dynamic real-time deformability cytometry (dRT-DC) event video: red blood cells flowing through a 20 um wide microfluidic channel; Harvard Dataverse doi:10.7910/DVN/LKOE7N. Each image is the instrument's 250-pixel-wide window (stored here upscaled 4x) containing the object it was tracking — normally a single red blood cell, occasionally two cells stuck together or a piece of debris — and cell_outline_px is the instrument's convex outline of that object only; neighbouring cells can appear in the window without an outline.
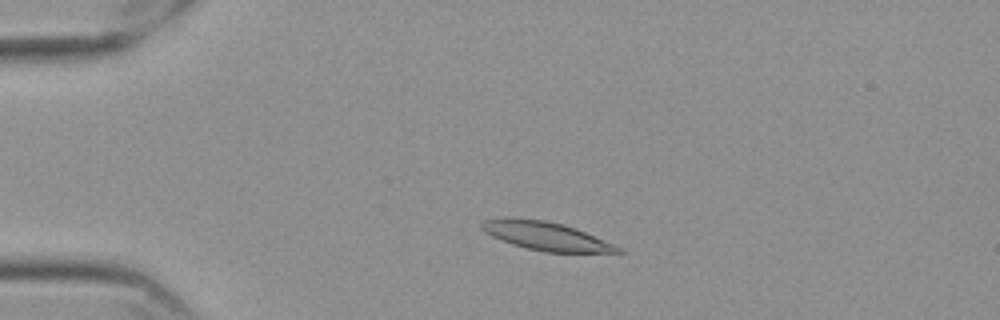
{"species": "Egyptian fruit bat (a non-hibernating species)", "species_latin": "Rousettus aegyptiacus", "temperature_condition": "cold", "stored_images_in_passage": 53, "camera_frame_rate_fps": 3000, "um_per_image_px": 0.085, "frame": {"image": 1, "passage_image": 9, "time_ms": 2.667, "image_size_px": [1000, 320], "cell_outline_px": [[624, 252], [544, 252], [512, 244], [492, 236], [484, 232], [480, 228], [480, 224], [484, 220], [504, 216], [544, 220], [564, 224], [576, 228], [624, 248]], "centroid_in_image_um": [46.38, 20.04], "position_along_channel_um": 38.6, "area_um2": 22.72}}
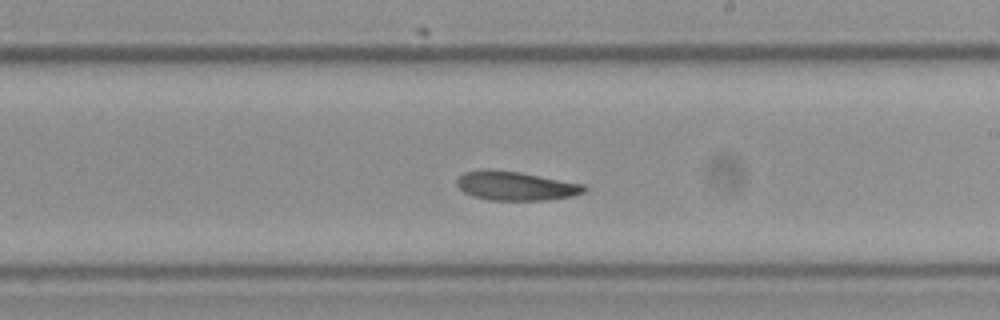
{"frame": {"image": 2, "passage_image": 30, "time_ms": 9.667, "image_size_px": [1000, 320], "cell_outline_px": [[588, 188], [584, 192], [572, 196], [544, 200], [488, 200], [472, 196], [464, 192], [456, 184], [456, 180], [464, 172], [484, 168], [520, 172], [584, 184]], "centroid_in_image_um": [43.81, 15.79], "position_along_channel_um": 245.2, "area_um2": 21.62}}
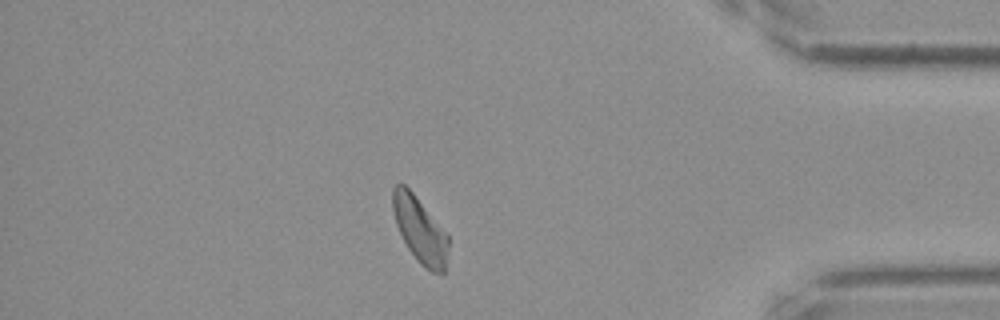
{"frame": {"image": 3, "passage_image": 46, "time_ms": 15.0, "image_size_px": [1000, 320], "cell_outline_px": [[448, 248], [444, 272], [440, 276], [424, 268], [420, 264], [408, 248], [396, 224], [392, 208], [392, 188], [396, 184], [404, 184], [412, 192], [448, 232]], "centroid_in_image_um": [35.71, 19.55], "position_along_channel_um": 399.5, "area_um2": 21.44}}